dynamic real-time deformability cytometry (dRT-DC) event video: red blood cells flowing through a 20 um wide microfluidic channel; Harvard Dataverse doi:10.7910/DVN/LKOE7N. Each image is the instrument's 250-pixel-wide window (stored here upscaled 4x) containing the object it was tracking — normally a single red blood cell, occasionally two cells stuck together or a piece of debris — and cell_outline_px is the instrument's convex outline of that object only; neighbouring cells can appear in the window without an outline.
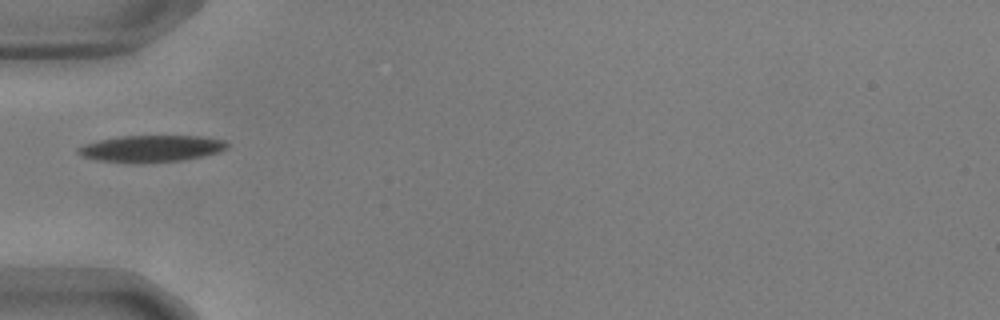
{"species": "common noctule bat (a hibernating species)", "species_latin": "Nyctalus noctula", "temperature_condition": "warm", "stored_images_in_passage": 6, "camera_frame_rate_fps": 3000, "um_per_image_px": 0.085, "animal": {"sex": "male", "body_mass_g": 17.9, "forearm_length_mm": 54.2}, "frame": {"image": 1, "passage_image": 1, "time_ms": 0.0, "image_size_px": [1000, 320], "cell_outline_px": [[228, 148], [220, 152], [204, 156], [180, 160], [96, 160], [80, 156], [76, 152], [76, 148], [84, 144], [100, 140], [120, 136], [204, 136], [224, 140], [228, 144]], "centroid_in_image_um": [12.9, 12.58], "position_along_channel_um": 72.1, "area_um2": 22.31}}
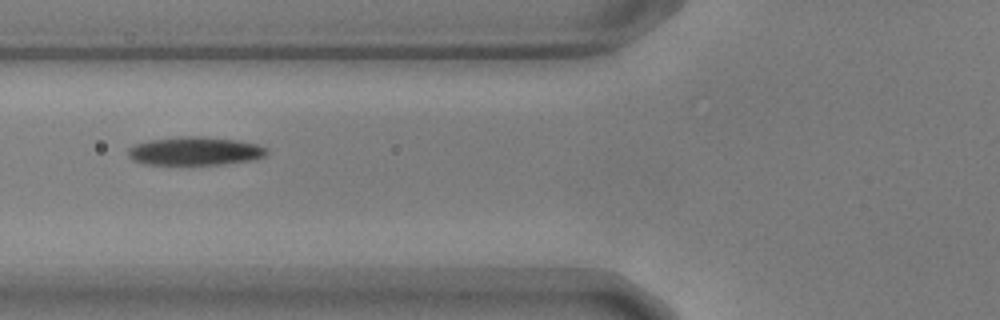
{"frame": {"image": 2, "passage_image": 4, "time_ms": 1.0, "image_size_px": [1000, 320], "cell_outline_px": [[268, 152], [264, 156], [248, 160], [220, 164], [144, 164], [132, 160], [128, 156], [128, 148], [136, 144], [148, 140], [184, 136], [200, 136], [236, 140], [256, 144], [268, 148]], "centroid_in_image_um": [16.54, 12.83], "position_along_channel_um": 109.3, "area_um2": 22.72}}